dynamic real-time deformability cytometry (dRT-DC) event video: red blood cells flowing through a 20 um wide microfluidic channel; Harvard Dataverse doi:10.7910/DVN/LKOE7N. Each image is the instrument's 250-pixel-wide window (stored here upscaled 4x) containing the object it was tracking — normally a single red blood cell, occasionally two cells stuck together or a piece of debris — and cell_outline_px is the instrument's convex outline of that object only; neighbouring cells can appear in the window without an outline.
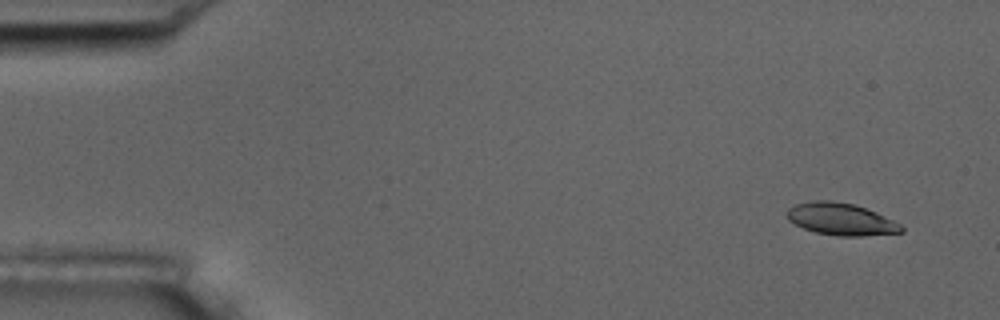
{"species": "common noctule bat (a hibernating species)", "species_latin": "Nyctalus noctula", "temperature_condition": "room temperature", "stored_images_in_passage": 9, "camera_frame_rate_fps": 3000, "um_per_image_px": 0.085, "animal": {"sex": "male", "body_mass_g": 17.5, "forearm_length_mm": 52.3}, "frame": {"image": 1, "passage_image": 1, "time_ms": 0.0, "image_size_px": [1000, 320], "cell_outline_px": [[904, 232], [864, 236], [836, 236], [816, 232], [804, 228], [788, 220], [788, 208], [796, 204], [816, 200], [828, 200], [852, 204], [876, 212], [900, 224], [904, 228]], "centroid_in_image_um": [71.5, 18.64], "position_along_channel_um": 13.5, "area_um2": 21.15}}
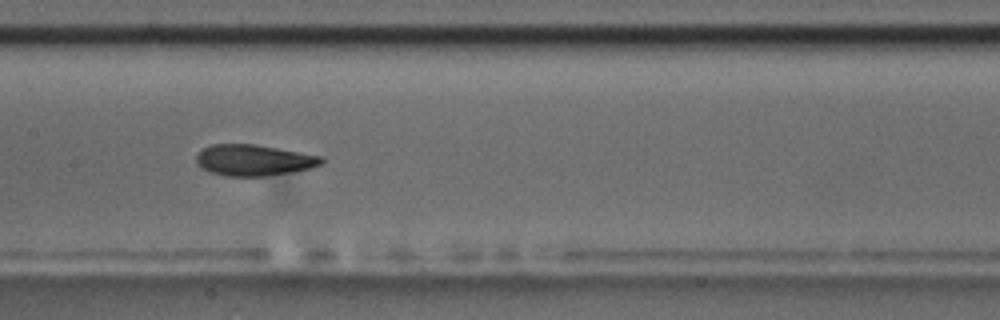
{"frame": {"image": 2, "passage_image": 8, "time_ms": 8.0, "image_size_px": [1000, 320], "cell_outline_px": [[324, 160], [320, 164], [312, 168], [264, 176], [228, 176], [208, 172], [200, 168], [196, 164], [196, 156], [204, 148], [212, 144], [256, 144], [324, 156]], "centroid_in_image_um": [21.56, 13.61], "position_along_channel_um": 185.8, "area_um2": 22.77}}
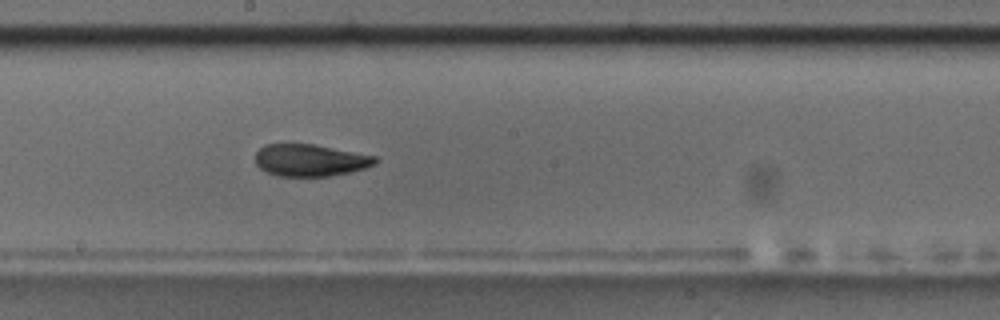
{"frame": {"image": 3, "passage_image": 9, "time_ms": 9.0, "image_size_px": [1000, 320], "cell_outline_px": [[376, 164], [364, 168], [348, 172], [328, 176], [276, 176], [260, 168], [256, 164], [256, 152], [264, 144], [312, 144], [376, 156]], "centroid_in_image_um": [26.34, 13.62], "position_along_channel_um": 221.9, "area_um2": 22.14}}